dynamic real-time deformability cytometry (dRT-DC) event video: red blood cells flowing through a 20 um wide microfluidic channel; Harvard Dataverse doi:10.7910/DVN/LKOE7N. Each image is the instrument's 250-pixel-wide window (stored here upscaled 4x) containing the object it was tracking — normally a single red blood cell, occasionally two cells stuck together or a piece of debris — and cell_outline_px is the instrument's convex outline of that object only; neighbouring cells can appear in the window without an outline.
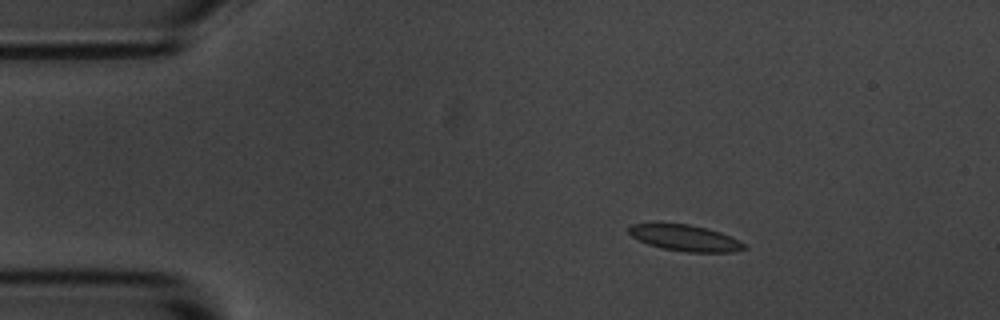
{"species": "common noctule bat (a hibernating species)", "species_latin": "Nyctalus noctula", "temperature_condition": "room temperature", "stored_images_in_passage": 4, "camera_frame_rate_fps": 3000, "um_per_image_px": 0.085, "animal": {"sex": "male", "body_mass_g": 20.1, "forearm_length_mm": 53.5}, "frame": {"image": 1, "passage_image": 2, "time_ms": 1.333, "image_size_px": [1000, 320], "cell_outline_px": [[748, 248], [732, 252], [688, 252], [664, 248], [648, 244], [632, 236], [628, 232], [628, 228], [632, 224], [656, 220], [688, 224], [708, 228], [720, 232], [740, 240]], "centroid_in_image_um": [58.18, 20.17], "position_along_channel_um": 26.8, "area_um2": 18.15}}
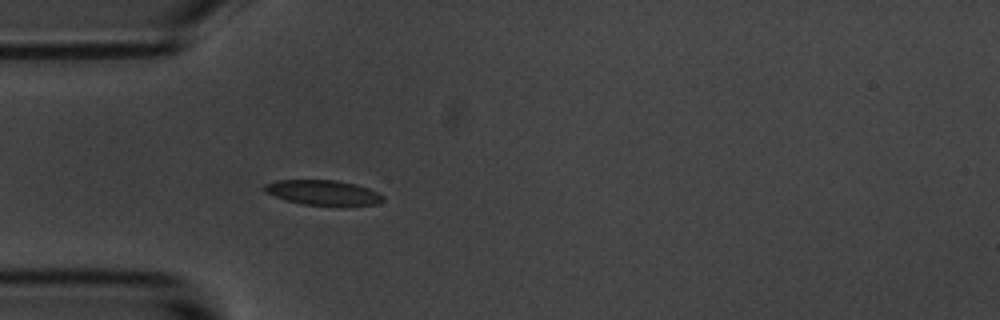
{"frame": {"image": 2, "passage_image": 4, "time_ms": 3.667, "image_size_px": [1000, 320], "cell_outline_px": [[384, 200], [376, 204], [300, 204], [264, 192], [264, 184], [276, 180], [336, 180], [356, 184], [368, 188], [384, 196]], "centroid_in_image_um": [27.42, 16.34], "position_along_channel_um": 57.6, "area_um2": 16.76}}